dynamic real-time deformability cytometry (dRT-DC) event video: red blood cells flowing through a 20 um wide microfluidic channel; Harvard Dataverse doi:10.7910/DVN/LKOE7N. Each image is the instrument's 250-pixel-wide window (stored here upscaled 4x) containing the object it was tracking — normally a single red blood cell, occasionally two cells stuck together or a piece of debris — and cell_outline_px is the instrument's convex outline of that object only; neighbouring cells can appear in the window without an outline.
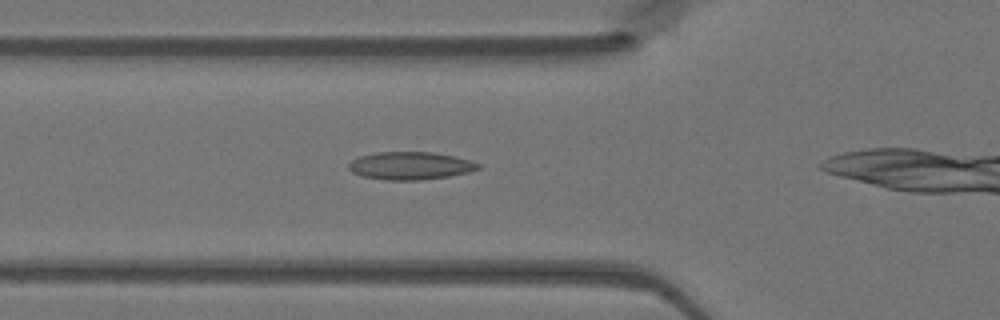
{"species": "Egyptian fruit bat (a non-hibernating species)", "species_latin": "Rousettus aegyptiacus", "temperature_condition": "warm", "stored_images_in_passage": 14, "camera_frame_rate_fps": 3000, "um_per_image_px": 0.085, "animal": {"sex": "female"}, "frame": {"image": 1, "passage_image": 4, "time_ms": 1.0, "image_size_px": [1000, 320], "cell_outline_px": [[480, 168], [468, 172], [448, 176], [420, 180], [388, 180], [360, 176], [352, 172], [348, 168], [348, 164], [352, 160], [360, 156], [376, 152], [432, 152], [472, 160], [480, 164]], "centroid_in_image_um": [34.86, 14.08], "position_along_channel_um": 90.9, "area_um2": 20.92}}
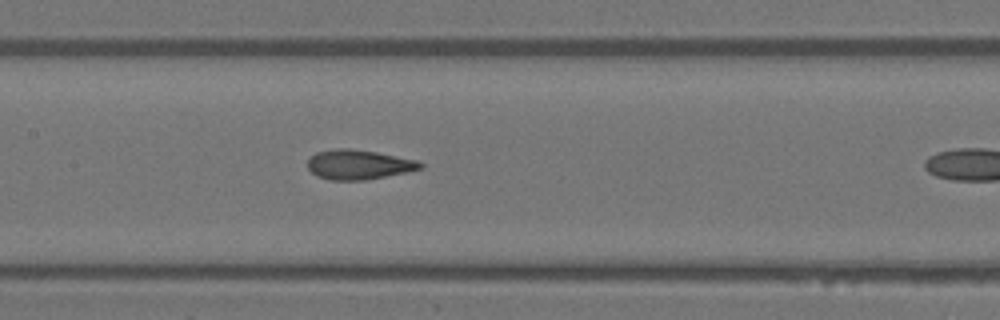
{"frame": {"image": 2, "passage_image": 10, "time_ms": 3.0, "image_size_px": [1000, 320], "cell_outline_px": [[424, 168], [364, 180], [328, 180], [316, 176], [308, 168], [308, 160], [316, 152], [336, 148], [348, 148], [376, 152], [420, 160], [424, 164]], "centroid_in_image_um": [30.49, 13.98], "position_along_channel_um": 176.9, "area_um2": 19.48}}
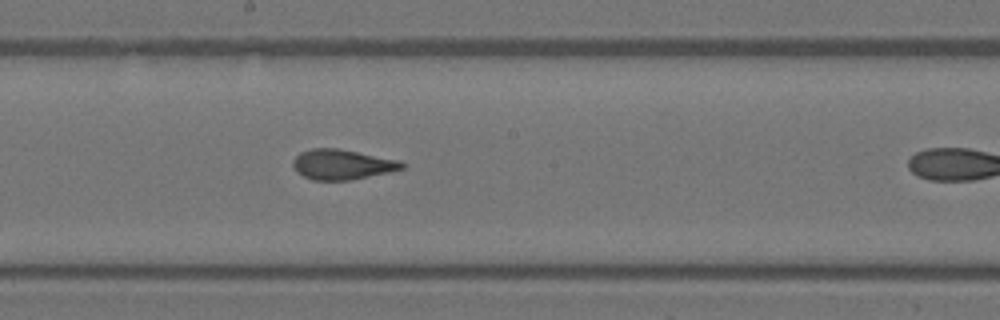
{"frame": {"image": 3, "passage_image": 13, "time_ms": 4.0, "image_size_px": [1000, 320], "cell_outline_px": [[408, 164], [404, 168], [388, 172], [352, 180], [312, 180], [296, 172], [292, 164], [292, 160], [300, 152], [312, 148], [340, 148], [400, 160]], "centroid_in_image_um": [29.09, 13.97], "position_along_channel_um": 219.1, "area_um2": 19.36}}